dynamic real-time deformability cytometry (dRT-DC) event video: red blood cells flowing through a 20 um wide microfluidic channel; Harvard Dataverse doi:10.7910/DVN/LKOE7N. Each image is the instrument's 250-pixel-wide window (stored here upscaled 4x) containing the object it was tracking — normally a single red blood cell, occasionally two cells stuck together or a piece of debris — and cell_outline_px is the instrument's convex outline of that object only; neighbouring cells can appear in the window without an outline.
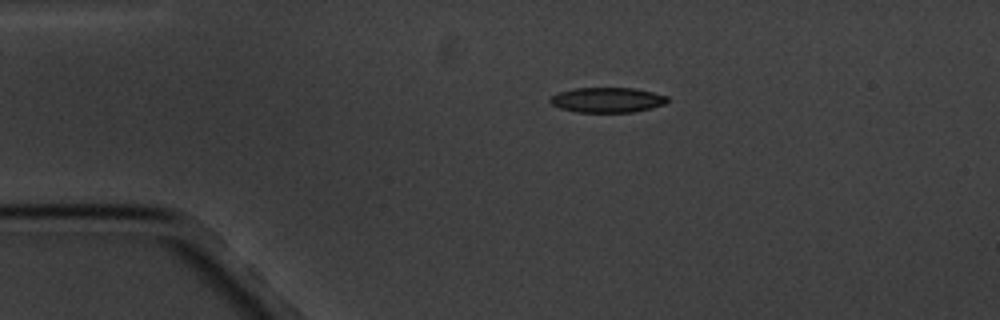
{"species": "common noctule bat (a hibernating species)", "species_latin": "Nyctalus noctula", "temperature_condition": "cold", "stored_images_in_passage": 2, "camera_frame_rate_fps": 3000, "um_per_image_px": 0.085, "animal": {"sex": "male", "body_mass_g": 20.1, "forearm_length_mm": 53.5}, "frame": {"image": 1, "passage_image": 1, "time_ms": 0.0, "image_size_px": [1000, 320], "cell_outline_px": [[668, 100], [664, 104], [652, 108], [632, 112], [576, 112], [560, 108], [552, 104], [548, 100], [552, 96], [560, 92], [572, 88], [636, 88], [668, 96]], "centroid_in_image_um": [51.62, 8.49], "position_along_channel_um": 33.4, "area_um2": 17.11}}